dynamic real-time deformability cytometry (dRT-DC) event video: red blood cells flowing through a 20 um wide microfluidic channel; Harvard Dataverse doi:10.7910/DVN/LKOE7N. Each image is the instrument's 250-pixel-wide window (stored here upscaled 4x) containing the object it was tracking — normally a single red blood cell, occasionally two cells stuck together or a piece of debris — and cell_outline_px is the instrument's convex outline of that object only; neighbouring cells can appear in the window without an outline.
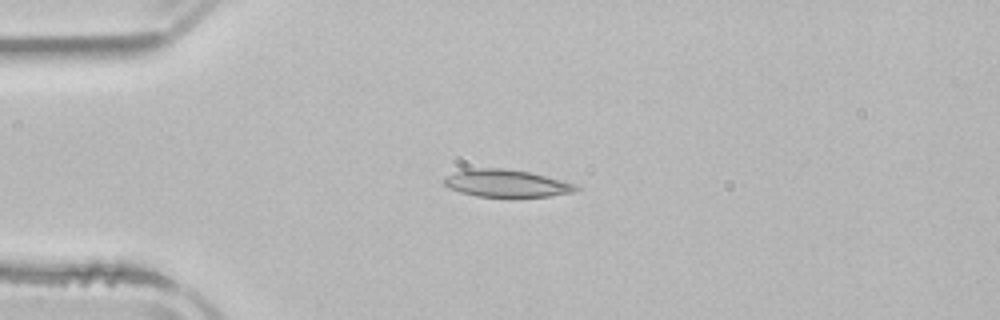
{"species": "common noctule bat (a hibernating species)", "species_latin": "Nyctalus noctula", "temperature_condition": "room temperature", "stored_images_in_passage": 1, "camera_frame_rate_fps": 3000, "um_per_image_px": 0.085, "animal": {"sex": "male", "body_mass_g": 21.5, "forearm_length_mm": 52.0}, "frame": {"image": 1, "passage_image": 1, "time_ms": 0.0, "image_size_px": [1000, 320], "cell_outline_px": [[580, 188], [576, 192], [548, 196], [476, 196], [460, 192], [448, 188], [444, 184], [444, 176], [456, 172], [480, 168], [504, 168], [528, 172], [576, 184]], "centroid_in_image_um": [43.04, 15.58], "position_along_channel_um": 42.0, "area_um2": 20.69}}